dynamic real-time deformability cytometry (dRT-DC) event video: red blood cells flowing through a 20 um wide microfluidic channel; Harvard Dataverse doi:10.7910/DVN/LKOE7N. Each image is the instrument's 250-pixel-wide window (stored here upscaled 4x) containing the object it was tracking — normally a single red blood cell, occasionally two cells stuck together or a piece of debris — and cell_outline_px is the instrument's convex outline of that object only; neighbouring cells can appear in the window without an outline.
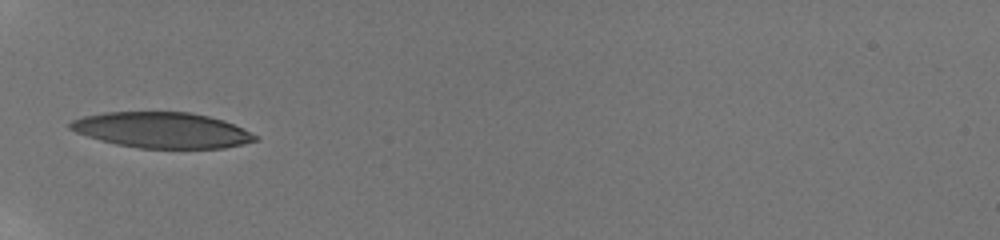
{"species": "human", "species_latin": "Homo sapiens", "temperature_condition": "room temperature", "stored_images_in_passage": 9, "camera_frame_rate_fps": 3000, "um_per_image_px": 0.085, "donor": {"sex": "male"}, "frame": {"image": 1, "passage_image": 1, "time_ms": 0.0, "image_size_px": [1000, 240], "cell_outline_px": [[256, 140], [244, 144], [224, 148], [140, 148], [116, 144], [100, 140], [76, 132], [68, 128], [68, 124], [72, 120], [84, 116], [104, 112], [188, 112], [208, 116], [224, 120], [244, 128], [256, 136]], "centroid_in_image_um": [13.76, 11.06], "position_along_channel_um": 71.2, "area_um2": 38.38}}